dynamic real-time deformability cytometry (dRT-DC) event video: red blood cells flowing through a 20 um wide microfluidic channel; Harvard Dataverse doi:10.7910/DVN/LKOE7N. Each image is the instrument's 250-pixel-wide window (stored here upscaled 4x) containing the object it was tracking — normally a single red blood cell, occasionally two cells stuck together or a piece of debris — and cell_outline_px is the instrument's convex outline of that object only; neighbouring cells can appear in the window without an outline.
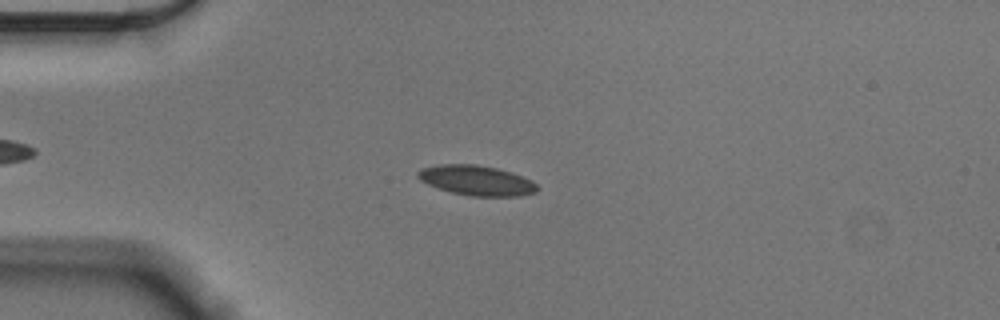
{"species": "Egyptian fruit bat (a non-hibernating species)", "species_latin": "Rousettus aegyptiacus", "temperature_condition": "cold", "stored_images_in_passage": 57, "camera_frame_rate_fps": 3000, "um_per_image_px": 0.085, "animal": {"sex": "male"}, "frame": {"image": 1, "passage_image": 15, "time_ms": 4.667, "image_size_px": [1000, 320], "cell_outline_px": [[540, 188], [536, 192], [520, 196], [472, 196], [452, 192], [428, 184], [420, 180], [416, 176], [416, 172], [424, 168], [440, 164], [476, 164], [496, 168], [532, 180]], "centroid_in_image_um": [40.51, 15.34], "position_along_channel_um": 44.5, "area_um2": 20.63}}
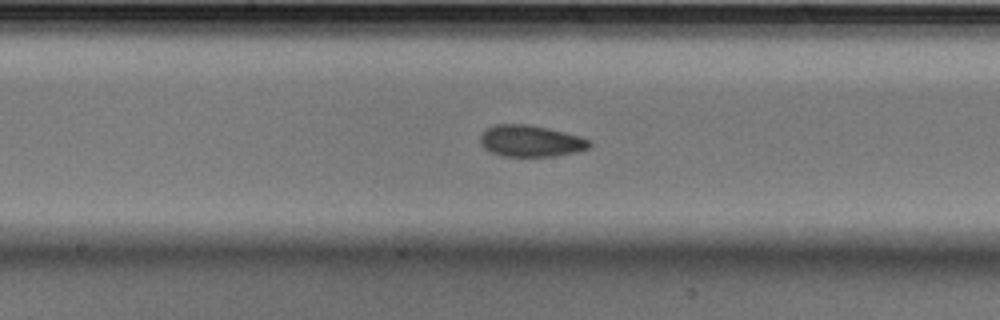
{"frame": {"image": 2, "passage_image": 30, "time_ms": 9.667, "image_size_px": [1000, 320], "cell_outline_px": [[592, 144], [588, 148], [576, 152], [556, 156], [500, 156], [484, 148], [480, 144], [480, 136], [488, 128], [496, 124], [528, 124], [548, 128], [580, 136], [592, 140]], "centroid_in_image_um": [45.13, 11.99], "position_along_channel_um": 203.1, "area_um2": 20.11}}
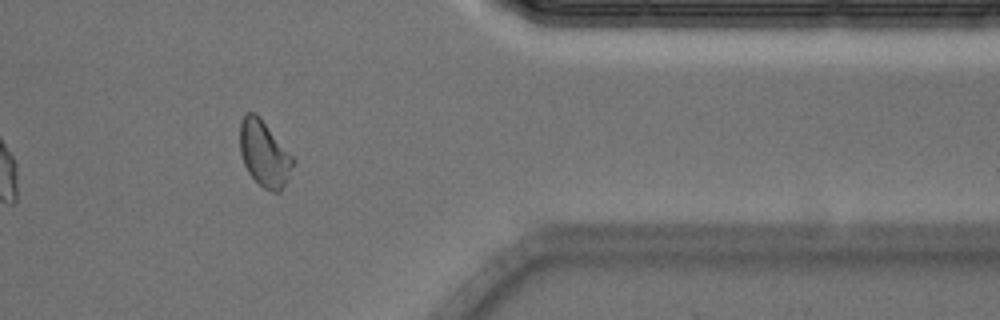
{"frame": {"image": 3, "passage_image": 47, "time_ms": 15.333, "image_size_px": [1000, 320], "cell_outline_px": [[296, 160], [288, 180], [280, 192], [272, 192], [264, 188], [248, 172], [244, 164], [240, 152], [240, 120], [244, 112], [256, 112], [260, 116]], "centroid_in_image_um": [22.47, 13.03], "position_along_channel_um": 388.9, "area_um2": 20.63}, "authors_computed_cell_mechanics": {"area_um2": 19.9988, "velocity_mm_per_s": 3.5701, "shape_relaxation_time_tau1_ms": 3.1974, "shape_relaxation_time_tau2_ms": 1.8591, "deformation_change_tau1": 0.0749, "deformation_change_tau2": 0.0532}}